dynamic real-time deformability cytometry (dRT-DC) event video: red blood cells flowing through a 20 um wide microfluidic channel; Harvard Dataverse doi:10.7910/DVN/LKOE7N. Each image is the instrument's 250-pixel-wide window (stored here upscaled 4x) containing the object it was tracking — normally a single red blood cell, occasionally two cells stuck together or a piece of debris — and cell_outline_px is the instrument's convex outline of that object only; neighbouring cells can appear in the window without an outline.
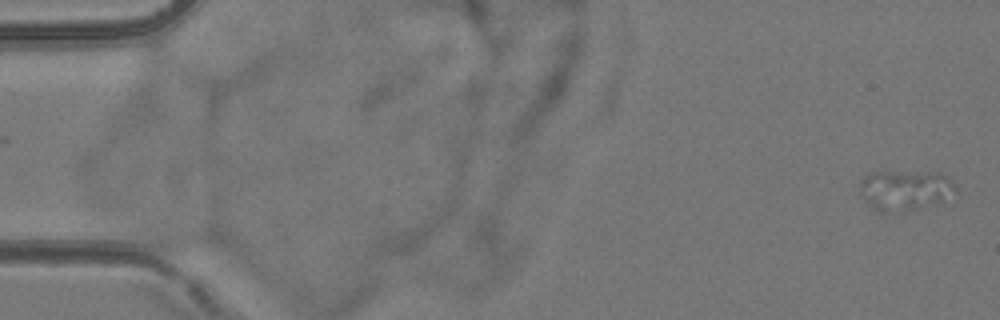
{"species": "common noctule bat (a hibernating species)", "species_latin": "Nyctalus noctula", "temperature_condition": "room temperature", "stored_images_in_passage": 8, "camera_frame_rate_fps": 3000, "um_per_image_px": 0.085, "animal": {"sex": "female", "body_mass_g": 24.6, "forearm_length_mm": 56.2}, "frame": {"image": 1, "passage_image": 2, "time_ms": 1.333, "image_size_px": [1000, 320], "cell_outline_px": [[956, 188], [940, 200], [916, 208], [884, 212], [876, 212], [864, 200], [860, 192], [860, 180], [864, 176], [872, 172], [940, 172], [948, 176], [952, 180]], "centroid_in_image_um": [76.84, 16.12], "position_along_channel_um": 8.2, "area_um2": 21.91}}
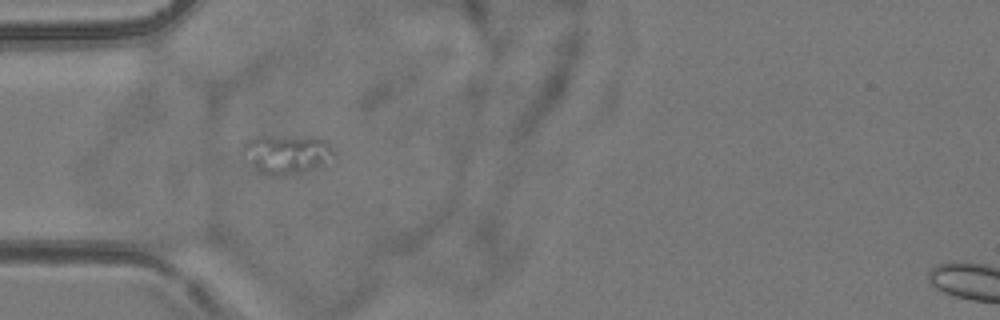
{"frame": {"image": 2, "passage_image": 7, "time_ms": 7.0, "image_size_px": [1000, 320], "cell_outline_px": [[332, 152], [324, 164], [284, 176], [272, 176], [260, 172], [252, 164], [244, 148], [244, 144], [248, 140], [256, 136], [272, 136], [324, 140], [328, 144]], "centroid_in_image_um": [24.31, 13.11], "position_along_channel_um": 60.7, "area_um2": 19.31}}
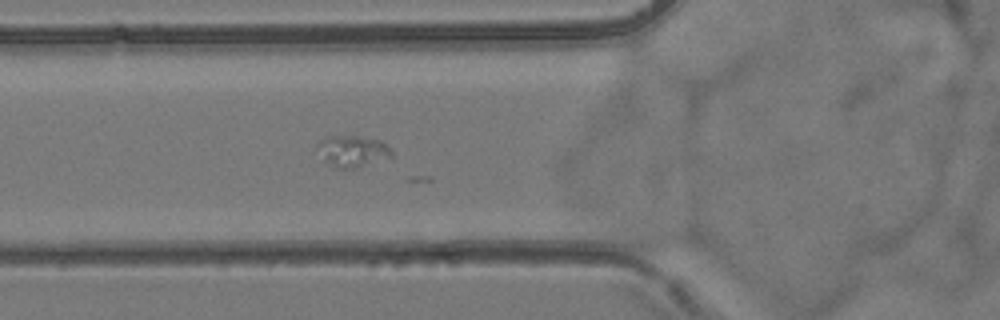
{"frame": {"image": 3, "passage_image": 8, "time_ms": 8.0, "image_size_px": [1000, 320], "cell_outline_px": [[392, 156], [356, 168], [336, 168], [324, 160], [316, 144], [320, 140], [328, 136], [356, 136], [380, 140], [392, 152]], "centroid_in_image_um": [29.93, 12.84], "position_along_channel_um": 95.9, "area_um2": 13.24}}